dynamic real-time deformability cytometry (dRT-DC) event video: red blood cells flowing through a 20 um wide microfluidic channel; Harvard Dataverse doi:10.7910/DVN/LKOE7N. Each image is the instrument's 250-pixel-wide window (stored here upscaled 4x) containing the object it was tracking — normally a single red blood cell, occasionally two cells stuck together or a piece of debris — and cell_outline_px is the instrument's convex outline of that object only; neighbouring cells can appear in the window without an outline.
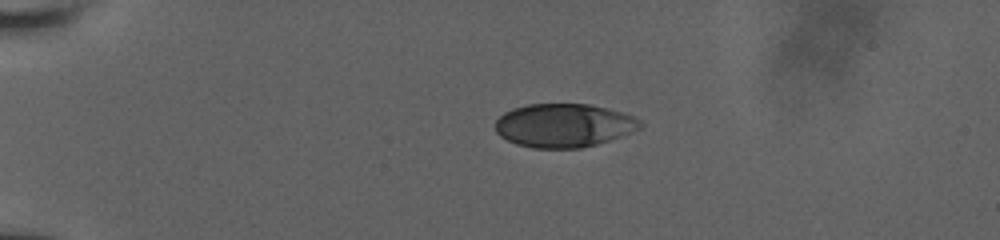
{"species": "human", "species_latin": "Homo sapiens", "temperature_condition": "room temperature", "stored_images_in_passage": 24, "camera_frame_rate_fps": 3000, "um_per_image_px": 0.085, "donor": {"sex": "male"}, "frame": {"image": 1, "passage_image": 1, "time_ms": 0.0, "image_size_px": [1000, 240], "cell_outline_px": [[644, 124], [640, 128], [620, 136], [596, 144], [580, 148], [532, 148], [516, 144], [500, 136], [496, 132], [496, 120], [504, 112], [512, 108], [528, 104], [588, 104], [608, 108], [624, 112], [640, 120]], "centroid_in_image_um": [47.92, 10.65], "position_along_channel_um": 37.1, "area_um2": 36.76}}
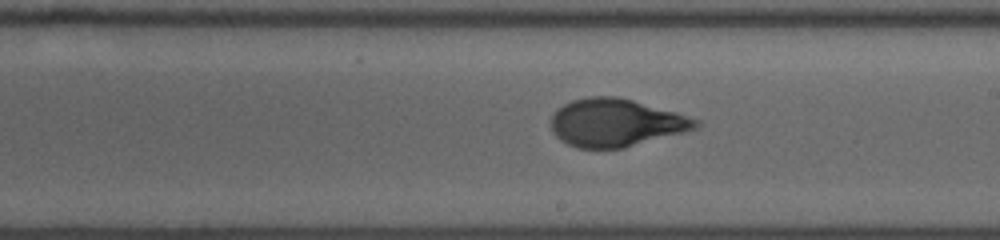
{"frame": {"image": 2, "passage_image": 15, "time_ms": 6.667, "image_size_px": [1000, 240], "cell_outline_px": [[700, 124], [696, 128], [684, 132], [620, 148], [576, 148], [560, 140], [552, 132], [552, 116], [556, 108], [572, 100], [588, 96], [616, 96], [632, 100], [676, 112], [700, 120]], "centroid_in_image_um": [52.31, 10.42], "position_along_channel_um": 236.7, "area_um2": 40.06}}
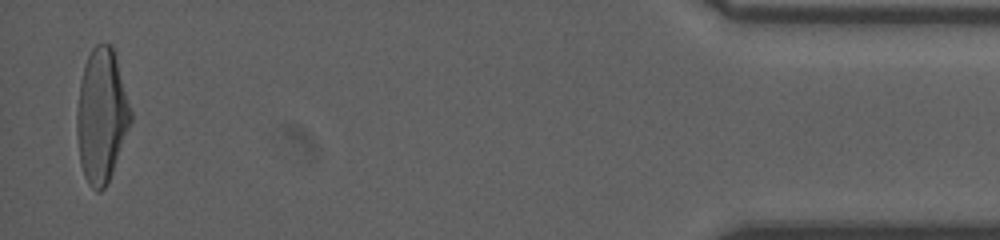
{"frame": {"image": 3, "passage_image": 24, "time_ms": 13.333, "image_size_px": [1000, 240], "cell_outline_px": [[132, 120], [112, 172], [104, 188], [100, 192], [96, 192], [88, 184], [84, 176], [80, 164], [76, 128], [76, 112], [80, 80], [84, 64], [92, 48], [96, 44], [112, 44], [132, 112]], "centroid_in_image_um": [8.61, 9.83], "position_along_channel_um": 426.6, "area_um2": 41.96}}